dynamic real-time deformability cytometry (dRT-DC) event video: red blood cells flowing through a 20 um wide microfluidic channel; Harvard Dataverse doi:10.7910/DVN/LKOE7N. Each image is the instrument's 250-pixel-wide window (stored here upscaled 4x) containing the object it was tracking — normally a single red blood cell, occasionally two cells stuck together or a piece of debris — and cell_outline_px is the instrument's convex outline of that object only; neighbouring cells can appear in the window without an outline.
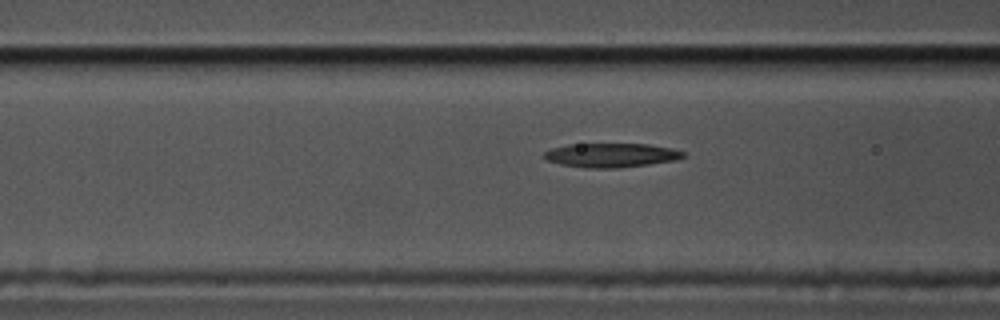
{"species": "common noctule bat (a hibernating species)", "species_latin": "Nyctalus noctula", "temperature_condition": "cold", "stored_images_in_passage": 19, "camera_frame_rate_fps": 3000, "um_per_image_px": 0.085, "animal": {"sex": "male", "body_mass_g": 17.5, "forearm_length_mm": 52.3}, "frame": {"image": 1, "passage_image": 17, "time_ms": 5.333, "image_size_px": [1000, 320], "cell_outline_px": [[684, 156], [676, 160], [620, 168], [584, 168], [560, 164], [548, 160], [544, 156], [544, 152], [552, 148], [568, 144], [648, 144], [672, 148], [684, 152]], "centroid_in_image_um": [51.95, 13.19], "position_along_channel_um": 114.7, "area_um2": 19.48}}